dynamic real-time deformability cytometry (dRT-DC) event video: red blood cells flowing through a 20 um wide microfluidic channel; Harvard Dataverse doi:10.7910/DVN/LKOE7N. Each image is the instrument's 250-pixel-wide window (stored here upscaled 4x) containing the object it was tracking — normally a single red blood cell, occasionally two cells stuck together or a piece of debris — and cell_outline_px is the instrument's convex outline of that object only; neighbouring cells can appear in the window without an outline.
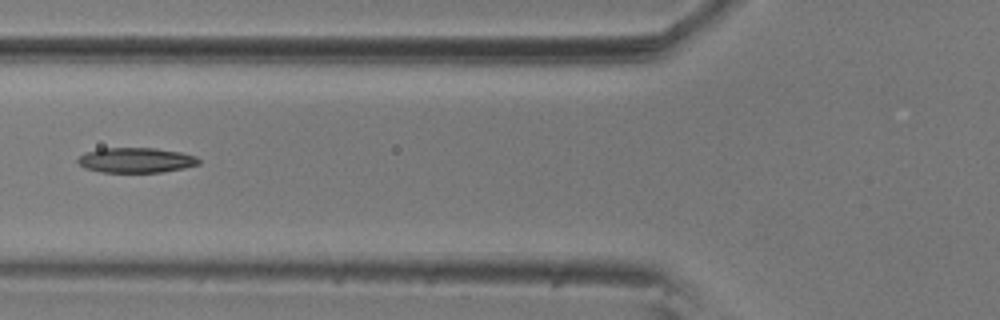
{"species": "common noctule bat (a hibernating species)", "species_latin": "Nyctalus noctula", "temperature_condition": "room temperature", "stored_images_in_passage": 13, "segment_of_instrument_passage": [1, 2], "camera_frame_rate_fps": 3000, "um_per_image_px": 0.085, "animal": {"sex": "male", "body_mass_g": 20.5, "forearm_length_mm": 52.5}, "frame": {"image": 1, "passage_image": 3, "time_ms": 0.667, "image_size_px": [1000, 320], "cell_outline_px": [[200, 164], [184, 168], [164, 172], [100, 172], [84, 168], [76, 160], [80, 156], [88, 152], [100, 148], [156, 148], [180, 152], [196, 156], [200, 160]], "centroid_in_image_um": [11.58, 13.62], "position_along_channel_um": 114.2, "area_um2": 17.69}}
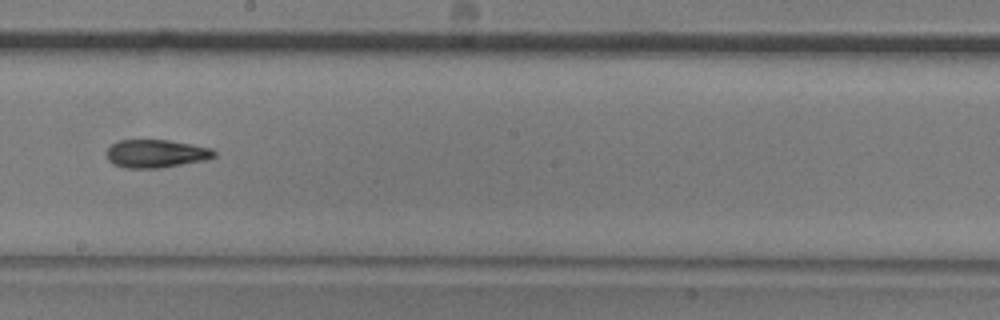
{"frame": {"image": 2, "passage_image": 6, "time_ms": 1.667, "image_size_px": [1000, 320], "cell_outline_px": [[216, 156], [204, 160], [160, 168], [124, 168], [112, 164], [108, 160], [108, 148], [112, 144], [120, 140], [168, 140], [192, 144], [212, 148], [216, 152]], "centroid_in_image_um": [13.27, 13.06], "position_along_channel_um": 234.9, "area_um2": 17.57}}
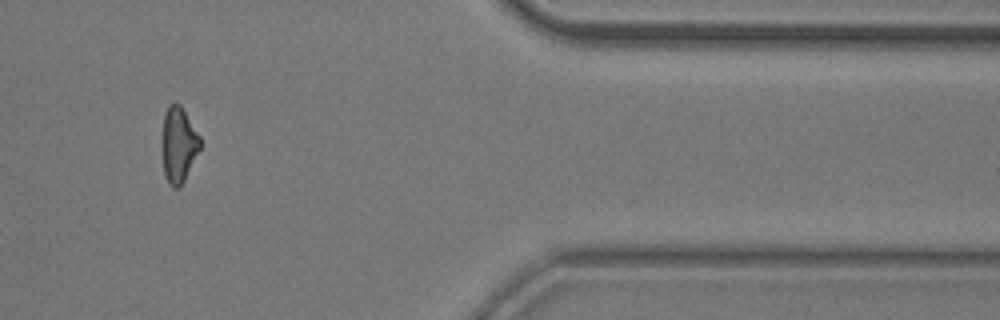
{"frame": {"image": 3, "passage_image": 10, "time_ms": 3.0, "image_size_px": [1000, 320], "cell_outline_px": [[200, 148], [180, 188], [172, 188], [168, 184], [164, 172], [160, 152], [160, 140], [164, 116], [168, 104], [176, 100], [180, 104], [200, 136]], "centroid_in_image_um": [15.12, 12.29], "position_along_channel_um": 396.3, "area_um2": 17.28}}